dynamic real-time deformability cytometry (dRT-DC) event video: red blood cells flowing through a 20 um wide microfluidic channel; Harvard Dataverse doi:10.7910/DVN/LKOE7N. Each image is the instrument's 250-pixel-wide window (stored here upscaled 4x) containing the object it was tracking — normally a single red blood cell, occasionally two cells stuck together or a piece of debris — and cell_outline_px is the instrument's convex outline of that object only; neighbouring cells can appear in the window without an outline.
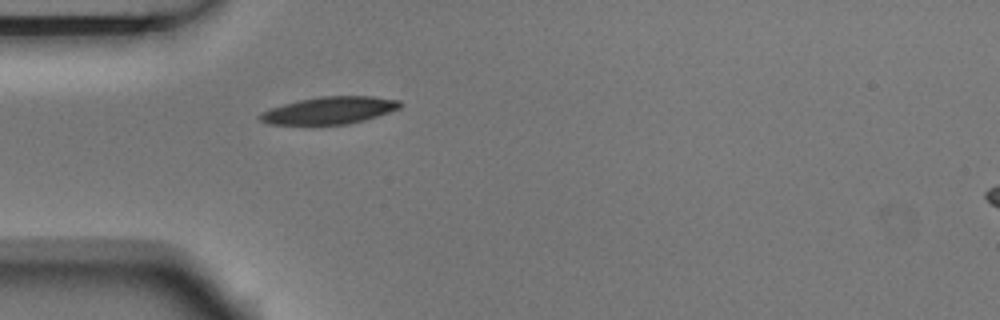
{"species": "Egyptian fruit bat (a non-hibernating species)", "species_latin": "Rousettus aegyptiacus", "temperature_condition": "room temperature", "stored_images_in_passage": 2, "segment_of_instrument_passage": [1, 2], "camera_frame_rate_fps": 3000, "um_per_image_px": 0.085, "animal": {"sex": "male"}, "frame": {"image": 1, "passage_image": 1, "time_ms": 0.0, "image_size_px": [1000, 320], "cell_outline_px": [[400, 108], [364, 120], [348, 124], [312, 128], [268, 124], [260, 120], [256, 116], [260, 112], [284, 104], [300, 100], [320, 96], [372, 96], [400, 100]], "centroid_in_image_um": [27.89, 9.44], "position_along_channel_um": 57.1, "area_um2": 23.18}}